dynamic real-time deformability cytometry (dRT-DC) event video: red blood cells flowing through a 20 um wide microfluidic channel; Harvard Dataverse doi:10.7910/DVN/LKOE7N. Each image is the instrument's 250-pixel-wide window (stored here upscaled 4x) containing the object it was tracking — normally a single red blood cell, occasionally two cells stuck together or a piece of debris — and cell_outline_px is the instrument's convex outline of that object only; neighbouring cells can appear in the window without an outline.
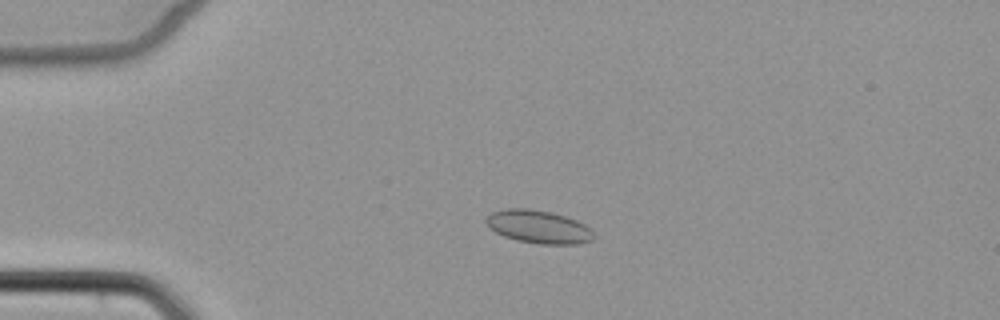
{"species": "common noctule bat (a hibernating species)", "species_latin": "Nyctalus noctula", "temperature_condition": "cold", "stored_images_in_passage": 5, "camera_frame_rate_fps": 3000, "um_per_image_px": 0.085, "animal": {"sex": "female", "body_mass_g": 22.7, "forearm_length_mm": 54.2}, "frame": {"image": 1, "passage_image": 4, "time_ms": 4.333, "image_size_px": [1000, 320], "cell_outline_px": [[596, 236], [592, 240], [580, 244], [540, 244], [516, 240], [504, 236], [488, 228], [484, 220], [492, 212], [508, 208], [528, 208], [552, 212], [576, 220], [584, 224]], "centroid_in_image_um": [45.76, 19.28], "position_along_channel_um": 39.2, "area_um2": 20.81}}